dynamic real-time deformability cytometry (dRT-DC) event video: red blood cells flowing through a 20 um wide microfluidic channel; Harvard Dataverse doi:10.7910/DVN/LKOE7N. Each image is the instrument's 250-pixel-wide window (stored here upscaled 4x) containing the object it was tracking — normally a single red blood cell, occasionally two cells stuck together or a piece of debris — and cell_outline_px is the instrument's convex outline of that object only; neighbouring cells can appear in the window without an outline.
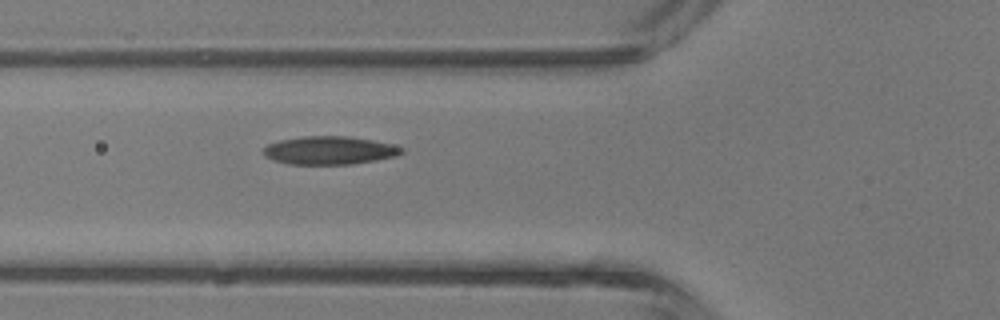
{"species": "common noctule bat (a hibernating species)", "species_latin": "Nyctalus noctula", "temperature_condition": "room temperature", "stored_images_in_passage": 2, "camera_frame_rate_fps": 3000, "um_per_image_px": 0.085, "animal": {"sex": "male", "body_mass_g": 13.3}, "frame": {"image": 1, "passage_image": 2, "time_ms": 1.333, "image_size_px": [1000, 320], "cell_outline_px": [[404, 152], [396, 156], [376, 160], [352, 164], [288, 164], [264, 156], [264, 148], [268, 144], [280, 140], [304, 136], [348, 136], [372, 140], [392, 144], [404, 148]], "centroid_in_image_um": [28.03, 12.78], "position_along_channel_um": 97.8, "area_um2": 22.6}}